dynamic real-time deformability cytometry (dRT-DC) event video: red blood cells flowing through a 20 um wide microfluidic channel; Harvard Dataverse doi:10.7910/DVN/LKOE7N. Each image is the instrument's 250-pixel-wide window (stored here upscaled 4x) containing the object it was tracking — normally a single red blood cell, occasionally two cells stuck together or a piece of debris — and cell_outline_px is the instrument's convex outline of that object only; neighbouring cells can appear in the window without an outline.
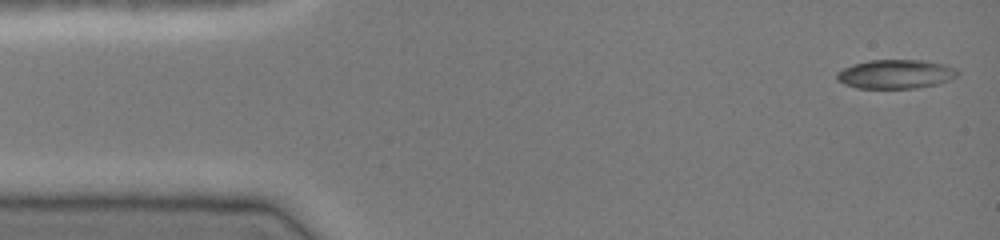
{"species": "common noctule bat (a hibernating species)", "species_latin": "Nyctalus noctula", "temperature_condition": "cold", "stored_images_in_passage": 46, "camera_frame_rate_fps": 3000, "um_per_image_px": 0.085, "animal": {"sex": "female", "body_mass_g": 19.0, "forearm_length_mm": 51.5}, "frame": {"image": 1, "passage_image": 1, "time_ms": 0.0, "image_size_px": [1000, 240], "cell_outline_px": [[960, 72], [956, 76], [940, 84], [916, 88], [856, 88], [844, 84], [836, 80], [836, 72], [852, 64], [868, 60], [924, 60], [948, 64], [956, 68]], "centroid_in_image_um": [76.15, 6.29], "position_along_channel_um": 8.9, "area_um2": 20.75}}
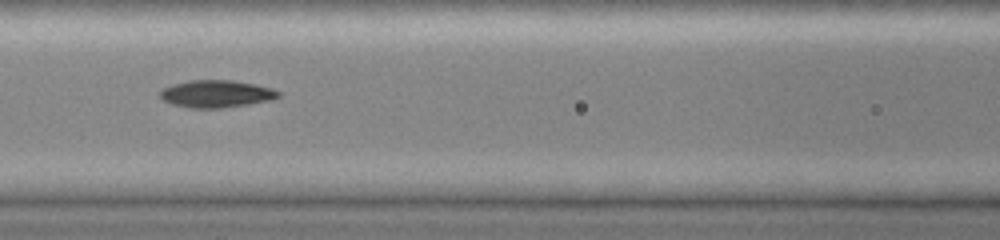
{"frame": {"image": 2, "passage_image": 19, "time_ms": 6.0, "image_size_px": [1000, 240], "cell_outline_px": [[280, 96], [272, 100], [248, 104], [220, 108], [192, 108], [172, 104], [164, 100], [160, 96], [160, 92], [164, 88], [172, 84], [188, 80], [232, 80], [256, 84], [272, 88], [280, 92]], "centroid_in_image_um": [18.41, 7.97], "position_along_channel_um": 148.2, "area_um2": 18.84}}
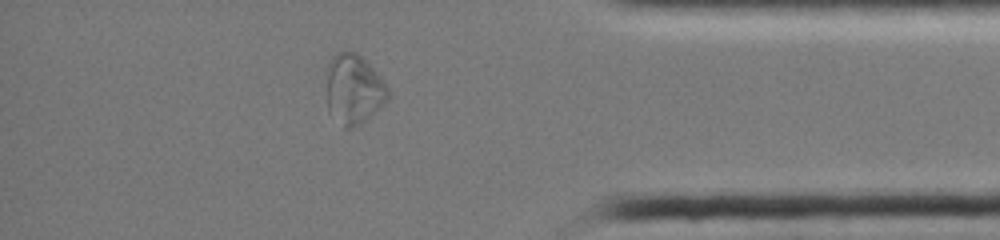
{"frame": {"image": 3, "passage_image": 39, "time_ms": 12.667, "image_size_px": [1000, 240], "cell_outline_px": [[388, 100], [384, 104], [360, 124], [352, 128], [344, 128], [328, 112], [328, 60], [336, 52], [356, 52], [380, 76], [388, 88]], "centroid_in_image_um": [30.06, 7.6], "position_along_channel_um": 405.1, "area_um2": 24.68}, "authors_computed_cell_mechanics": {"area_um2": 19.1607, "velocity_mm_per_s": 4.0888, "shape_relaxation_time_tau1_ms": 8.5103, "shape_relaxation_time_tau2_ms": 5.1078, "deformation_change_tau1": 0.219, "deformation_change_tau2": 0.097}}